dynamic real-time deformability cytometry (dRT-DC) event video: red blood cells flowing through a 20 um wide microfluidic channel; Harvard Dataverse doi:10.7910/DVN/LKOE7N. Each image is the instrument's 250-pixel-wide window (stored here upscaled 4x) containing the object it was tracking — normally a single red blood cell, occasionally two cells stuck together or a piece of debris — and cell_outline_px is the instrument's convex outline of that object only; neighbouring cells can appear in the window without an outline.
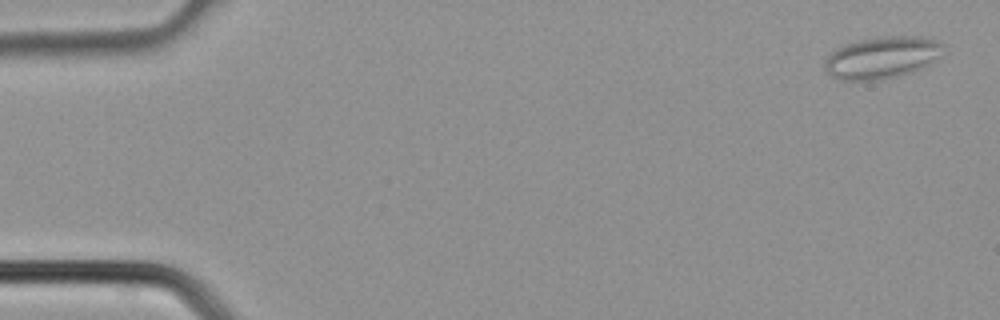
{"species": "common noctule bat (a hibernating species)", "species_latin": "Nyctalus noctula", "temperature_condition": "cold", "stored_images_in_passage": 38, "camera_frame_rate_fps": 3000, "um_per_image_px": 0.085, "animal": {"sex": "male", "body_mass_g": 21.5, "forearm_length_mm": 52.0}, "frame": {"image": 1, "passage_image": 1, "time_ms": 0.0, "image_size_px": [1000, 320], "cell_outline_px": [[944, 44], [940, 56], [924, 68], [912, 72], [880, 80], [840, 80], [832, 76], [824, 68], [824, 60], [836, 48], [844, 44], [880, 36], [920, 36], [936, 40]], "centroid_in_image_um": [74.98, 4.89], "position_along_channel_um": 10.0, "area_um2": 29.07}}
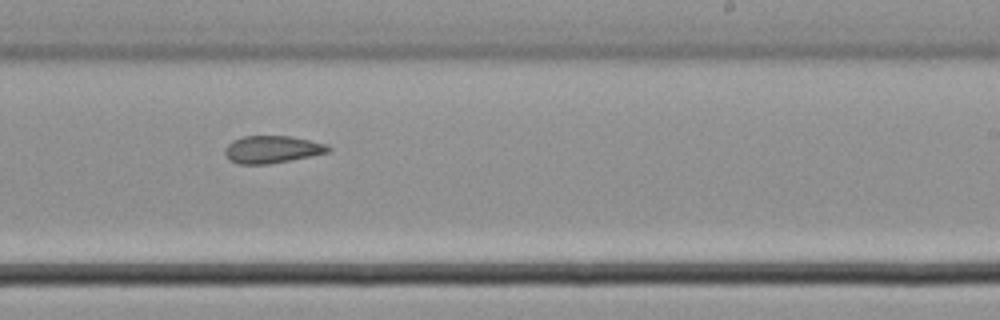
{"frame": {"image": 2, "passage_image": 23, "time_ms": 7.333, "image_size_px": [1000, 320], "cell_outline_px": [[332, 148], [328, 152], [312, 156], [268, 164], [236, 164], [228, 160], [224, 152], [224, 148], [232, 140], [244, 136], [292, 136], [328, 144]], "centroid_in_image_um": [23.12, 12.7], "position_along_channel_um": 265.9, "area_um2": 16.7}}
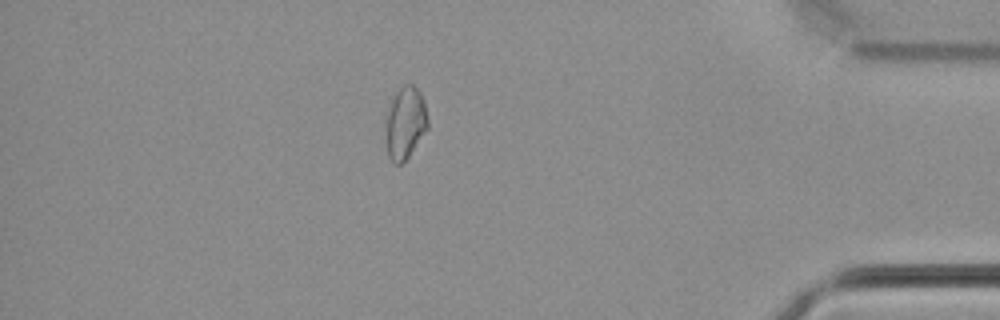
{"frame": {"image": 3, "passage_image": 33, "time_ms": 10.667, "image_size_px": [1000, 320], "cell_outline_px": [[428, 128], [404, 164], [392, 164], [388, 156], [384, 120], [392, 96], [404, 84], [412, 84], [420, 92], [424, 100], [428, 120]], "centroid_in_image_um": [34.42, 10.47], "position_along_channel_um": 400.8, "area_um2": 18.21}}